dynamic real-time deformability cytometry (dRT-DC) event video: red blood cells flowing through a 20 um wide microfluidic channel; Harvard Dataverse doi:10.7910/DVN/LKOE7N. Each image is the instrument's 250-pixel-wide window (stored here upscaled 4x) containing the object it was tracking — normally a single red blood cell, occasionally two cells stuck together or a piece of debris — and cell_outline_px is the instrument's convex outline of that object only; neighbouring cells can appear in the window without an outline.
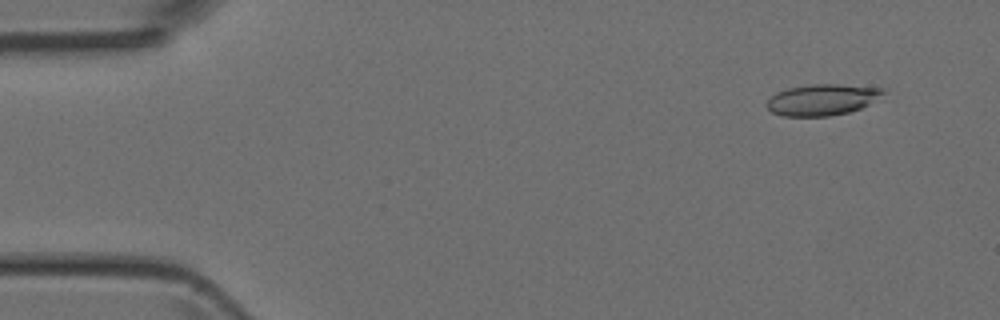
{"species": "Egyptian fruit bat (a non-hibernating species)", "species_latin": "Rousettus aegyptiacus", "temperature_condition": "room temperature", "stored_images_in_passage": 15, "camera_frame_rate_fps": 3000, "um_per_image_px": 0.085, "animal": {"sex": "female"}, "frame": {"image": 1, "passage_image": 4, "time_ms": 1.0, "image_size_px": [1000, 320], "cell_outline_px": [[888, 88], [884, 92], [868, 104], [860, 108], [848, 112], [828, 116], [784, 116], [772, 112], [764, 104], [776, 92], [788, 88], [812, 84], [840, 84]], "centroid_in_image_um": [69.86, 8.46], "position_along_channel_um": 15.1, "area_um2": 21.04}}
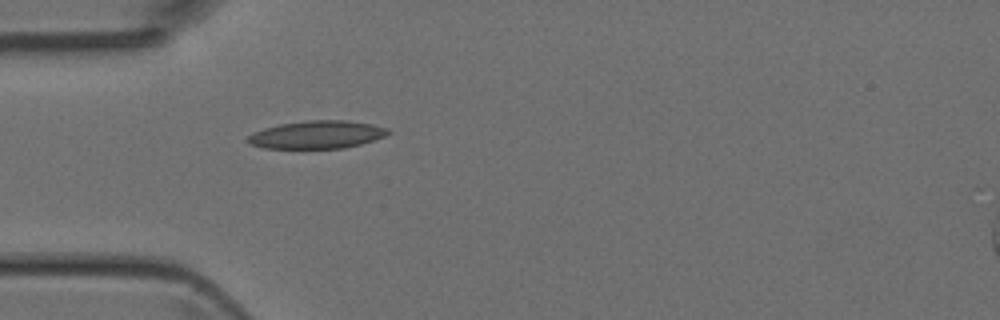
{"frame": {"image": 2, "passage_image": 14, "time_ms": 4.333, "image_size_px": [1000, 320], "cell_outline_px": [[392, 132], [384, 136], [360, 144], [344, 148], [264, 148], [248, 144], [244, 140], [252, 132], [264, 128], [280, 124], [308, 120], [348, 120], [372, 124], [388, 128]], "centroid_in_image_um": [26.9, 11.44], "position_along_channel_um": 58.1, "area_um2": 22.89}}